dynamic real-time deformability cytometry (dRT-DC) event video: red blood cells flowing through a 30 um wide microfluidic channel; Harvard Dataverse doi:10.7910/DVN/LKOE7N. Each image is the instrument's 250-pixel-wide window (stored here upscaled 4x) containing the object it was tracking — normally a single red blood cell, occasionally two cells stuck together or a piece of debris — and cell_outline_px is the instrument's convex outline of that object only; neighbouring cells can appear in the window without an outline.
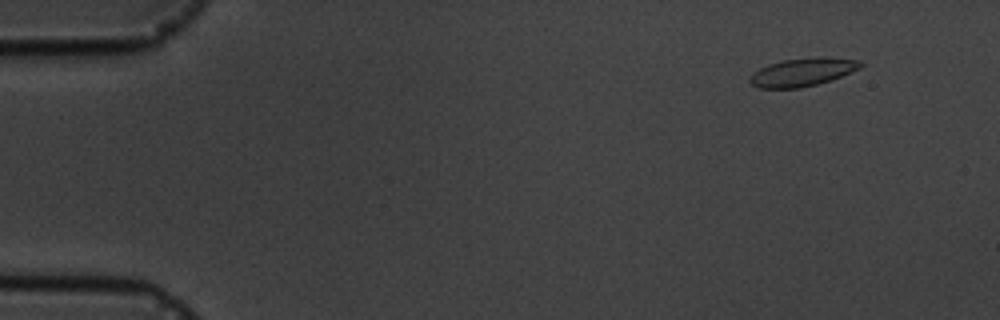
{"species": "common noctule bat (a hibernating species)", "species_latin": "Nyctalus noctula", "temperature_condition": "cold", "stored_images_in_passage": 4, "camera_frame_rate_fps": 3000, "um_per_image_px": 0.085, "animal": {"sex": "male", "body_mass_g": 19.5, "forearm_length_mm": 54.6}, "frame": {"image": 1, "passage_image": 1, "time_ms": 0.0, "image_size_px": [1000, 320], "cell_outline_px": [[864, 64], [860, 68], [832, 80], [800, 88], [756, 88], [748, 80], [752, 72], [768, 64], [784, 60], [824, 56], [828, 56], [860, 60]], "centroid_in_image_um": [68.22, 6.12], "position_along_channel_um": 16.8, "area_um2": 18.32}}